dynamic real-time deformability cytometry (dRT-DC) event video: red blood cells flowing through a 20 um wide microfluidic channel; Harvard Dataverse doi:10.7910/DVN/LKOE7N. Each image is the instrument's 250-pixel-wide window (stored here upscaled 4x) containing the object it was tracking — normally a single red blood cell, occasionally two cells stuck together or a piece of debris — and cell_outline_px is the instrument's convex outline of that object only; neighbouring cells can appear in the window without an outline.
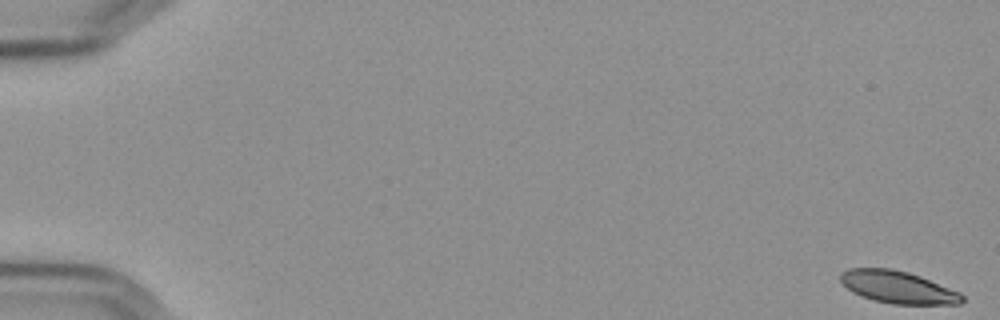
{"species": "Egyptian fruit bat (a non-hibernating species)", "species_latin": "Rousettus aegyptiacus", "temperature_condition": "cold", "stored_images_in_passage": 57, "camera_frame_rate_fps": 3000, "um_per_image_px": 0.085, "frame": {"image": 1, "passage_image": 1, "time_ms": 0.0, "image_size_px": [1000, 320], "cell_outline_px": [[964, 300], [960, 304], [892, 304], [872, 300], [860, 296], [852, 292], [840, 280], [840, 272], [848, 268], [892, 268], [908, 272], [920, 276], [960, 292], [964, 296]], "centroid_in_image_um": [76.31, 24.41], "position_along_channel_um": 8.7, "area_um2": 23.0}}
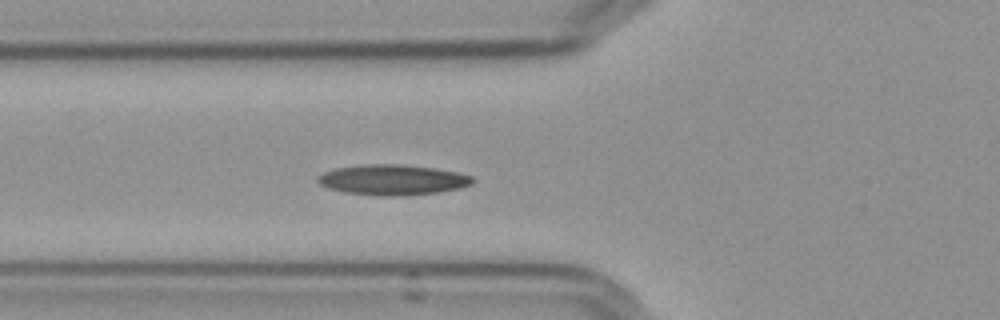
{"frame": {"image": 2, "passage_image": 22, "time_ms": 7.0, "image_size_px": [1000, 320], "cell_outline_px": [[476, 180], [472, 184], [460, 188], [436, 192], [404, 196], [384, 196], [344, 192], [328, 188], [320, 184], [316, 180], [324, 172], [336, 168], [368, 164], [400, 164], [436, 168], [460, 172], [472, 176]], "centroid_in_image_um": [33.42, 15.28], "position_along_channel_um": 92.4, "area_um2": 27.46}}
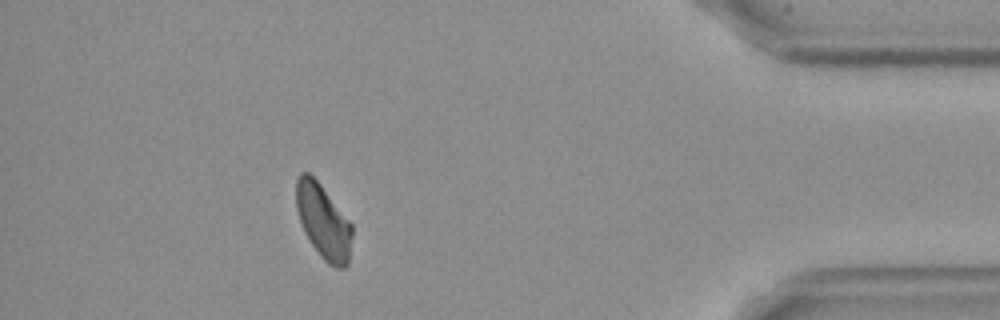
{"frame": {"image": 3, "passage_image": 52, "time_ms": 17.0, "image_size_px": [1000, 320], "cell_outline_px": [[352, 236], [348, 264], [344, 268], [336, 268], [328, 264], [320, 256], [304, 232], [296, 208], [296, 180], [300, 172], [308, 172], [320, 184], [352, 224]], "centroid_in_image_um": [27.48, 18.84], "position_along_channel_um": 407.7, "area_um2": 24.1}, "authors_computed_cell_mechanics": {"area_um2": 25.2008, "velocity_mm_per_s": 3.5864, "shape_relaxation_time_tau1_ms": null, "shape_relaxation_time_tau2_ms": 9.4798, "deformation_change_tau1": null, "deformation_change_tau2": 0.1862}}